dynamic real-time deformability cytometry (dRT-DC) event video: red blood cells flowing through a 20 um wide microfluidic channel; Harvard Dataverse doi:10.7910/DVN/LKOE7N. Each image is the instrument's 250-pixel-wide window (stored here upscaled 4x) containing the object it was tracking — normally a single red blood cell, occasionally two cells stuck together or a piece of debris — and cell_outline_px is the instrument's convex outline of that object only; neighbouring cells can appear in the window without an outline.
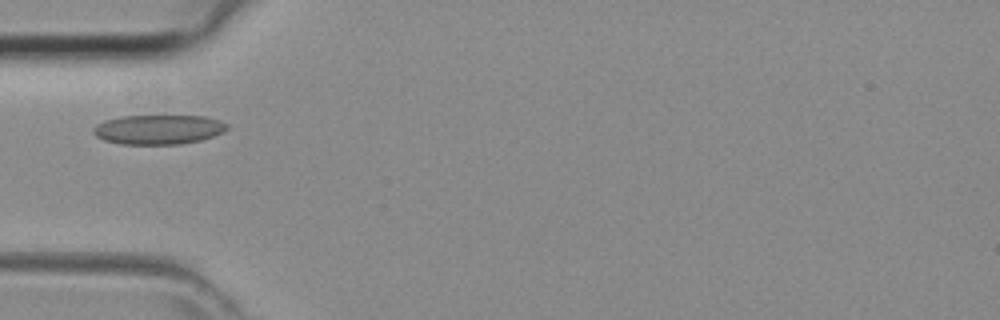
{"species": "common noctule bat (a hibernating species)", "species_latin": "Nyctalus noctula", "temperature_condition": "room temperature", "stored_images_in_passage": 36, "camera_frame_rate_fps": 3000, "um_per_image_px": 0.085, "animal": {"sex": "female", "body_mass_g": 29.2, "forearm_length_mm": 56.3}, "frame": {"image": 1, "passage_image": 6, "time_ms": 1.667, "image_size_px": [1000, 320], "cell_outline_px": [[228, 128], [224, 132], [200, 140], [180, 144], [120, 144], [104, 140], [96, 136], [92, 132], [92, 128], [96, 124], [104, 120], [120, 116], [204, 116], [220, 120], [228, 124]], "centroid_in_image_um": [13.44, 11.0], "position_along_channel_um": 71.6, "area_um2": 23.12}}
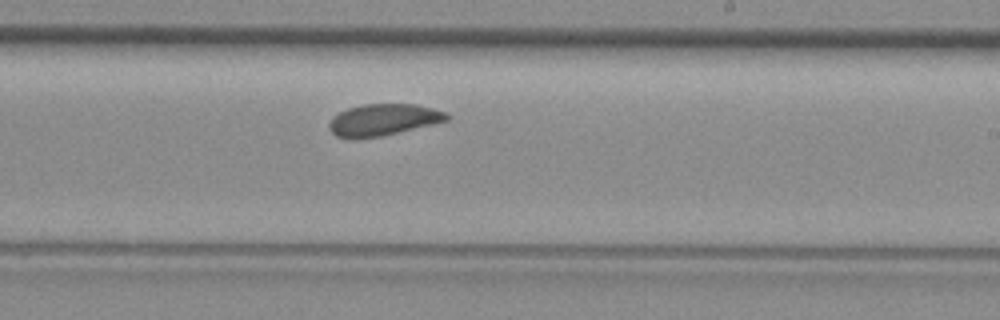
{"frame": {"image": 2, "passage_image": 18, "time_ms": 5.667, "image_size_px": [1000, 320], "cell_outline_px": [[448, 120], [432, 124], [380, 136], [336, 136], [328, 128], [328, 124], [332, 116], [348, 108], [364, 104], [416, 104], [448, 112]], "centroid_in_image_um": [32.59, 10.14], "position_along_channel_um": 256.4, "area_um2": 21.1}}
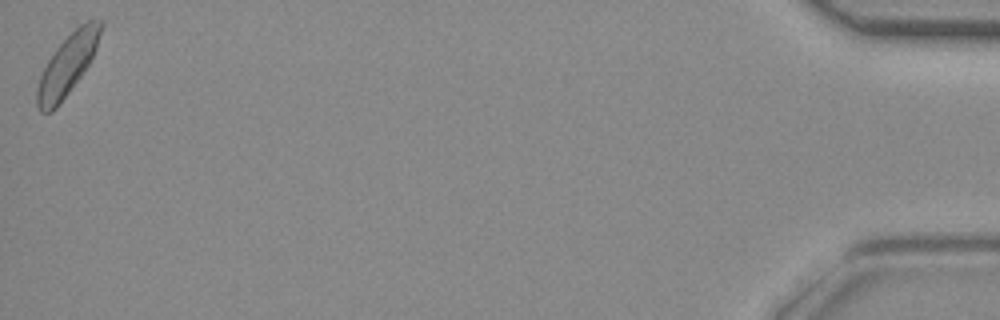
{"frame": {"image": 3, "passage_image": 36, "time_ms": 11.667, "image_size_px": [1000, 320], "cell_outline_px": [[104, 24], [96, 48], [88, 64], [80, 76], [56, 108], [52, 112], [40, 112], [36, 104], [36, 88], [40, 76], [52, 52], [80, 24], [88, 20], [104, 20]], "centroid_in_image_um": [5.72, 5.51], "position_along_channel_um": 429.5, "area_um2": 22.14}}